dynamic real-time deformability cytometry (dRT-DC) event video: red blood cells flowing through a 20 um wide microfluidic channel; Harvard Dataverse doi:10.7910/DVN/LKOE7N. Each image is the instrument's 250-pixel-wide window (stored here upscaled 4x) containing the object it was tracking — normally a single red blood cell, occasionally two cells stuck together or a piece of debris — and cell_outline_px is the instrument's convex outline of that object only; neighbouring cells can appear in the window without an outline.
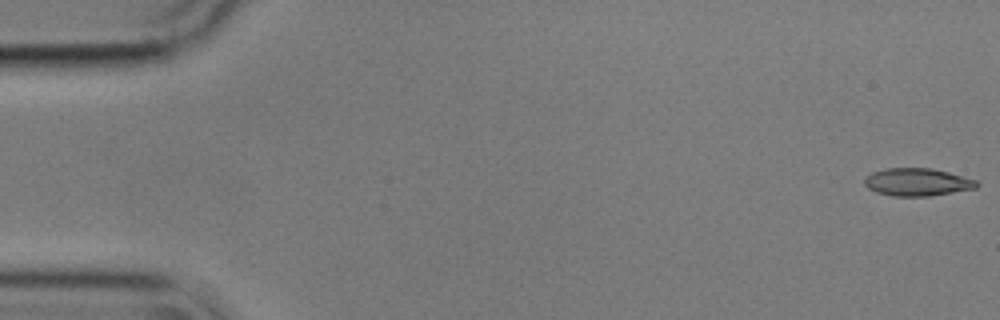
{"species": "common noctule bat (a hibernating species)", "species_latin": "Nyctalus noctula", "temperature_condition": "cold", "stored_images_in_passage": 22, "camera_frame_rate_fps": 3000, "um_per_image_px": 0.085, "animal": {"sex": "male", "body_mass_g": 17.9}, "frame": {"image": 1, "passage_image": 1, "time_ms": 0.0, "image_size_px": [1000, 320], "cell_outline_px": [[980, 184], [976, 188], [928, 196], [892, 196], [876, 192], [868, 188], [864, 184], [864, 176], [872, 172], [884, 168], [932, 168], [948, 172], [976, 180]], "centroid_in_image_um": [77.93, 15.47], "position_along_channel_um": 7.1, "area_um2": 18.15}}
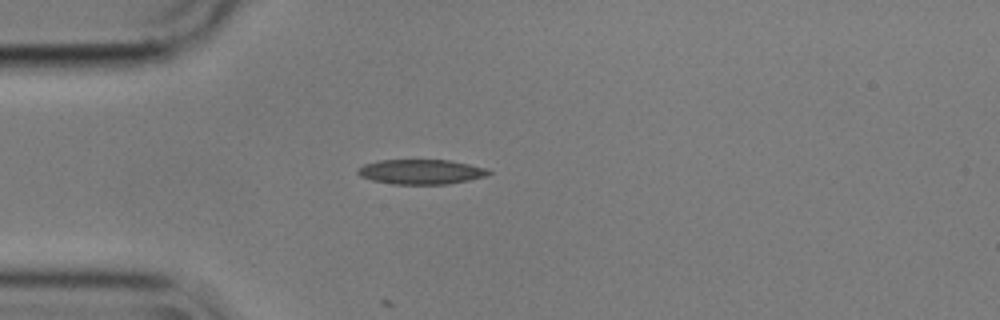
{"frame": {"image": 2, "passage_image": 15, "time_ms": 4.667, "image_size_px": [1000, 320], "cell_outline_px": [[492, 172], [488, 176], [448, 184], [392, 184], [372, 180], [360, 176], [356, 172], [356, 168], [364, 164], [380, 160], [448, 160], [488, 168]], "centroid_in_image_um": [35.78, 14.6], "position_along_channel_um": 49.2, "area_um2": 19.02}}
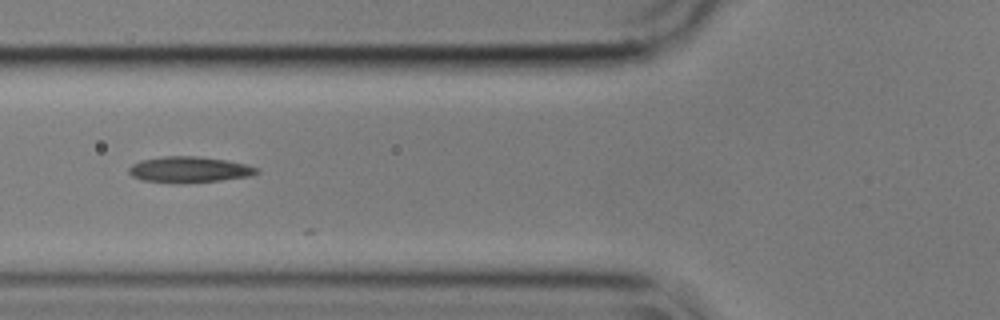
{"frame": {"image": 3, "passage_image": 21, "time_ms": 6.667, "image_size_px": [1000, 320], "cell_outline_px": [[260, 172], [252, 176], [220, 180], [184, 184], [140, 180], [132, 176], [128, 172], [128, 168], [132, 164], [140, 160], [164, 156], [196, 156], [228, 160], [260, 168]], "centroid_in_image_um": [16.09, 14.42], "position_along_channel_um": 109.7, "area_um2": 19.65}}